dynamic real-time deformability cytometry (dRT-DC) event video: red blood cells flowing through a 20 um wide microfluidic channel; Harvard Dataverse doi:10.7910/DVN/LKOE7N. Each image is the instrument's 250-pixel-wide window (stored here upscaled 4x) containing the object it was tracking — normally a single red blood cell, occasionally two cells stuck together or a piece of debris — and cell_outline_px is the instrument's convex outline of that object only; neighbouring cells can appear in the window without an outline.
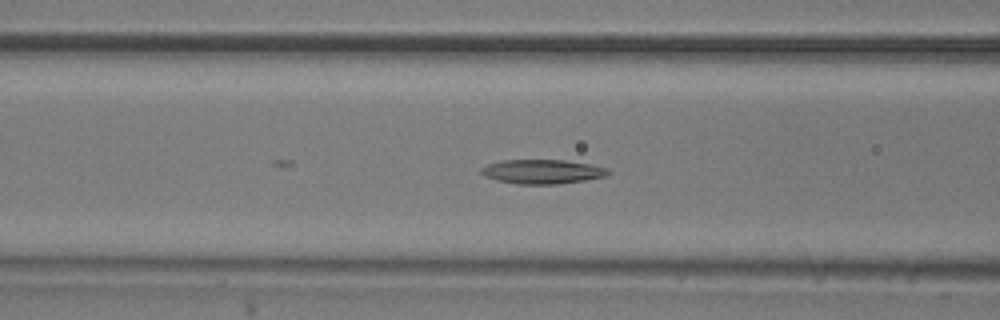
{"species": "common noctule bat (a hibernating species)", "species_latin": "Nyctalus noctula", "temperature_condition": "room temperature", "stored_images_in_passage": 29, "camera_frame_rate_fps": 3000, "um_per_image_px": 0.085, "animal": {"sex": "male", "body_mass_g": 20.5, "forearm_length_mm": 52.5}, "frame": {"image": 1, "passage_image": 14, "time_ms": 4.333, "image_size_px": [1000, 320], "cell_outline_px": [[612, 172], [604, 176], [584, 180], [556, 184], [516, 184], [496, 180], [484, 176], [480, 172], [480, 168], [488, 164], [504, 160], [564, 160], [588, 164], [608, 168]], "centroid_in_image_um": [46.07, 14.59], "position_along_channel_um": 120.5, "area_um2": 17.86}}
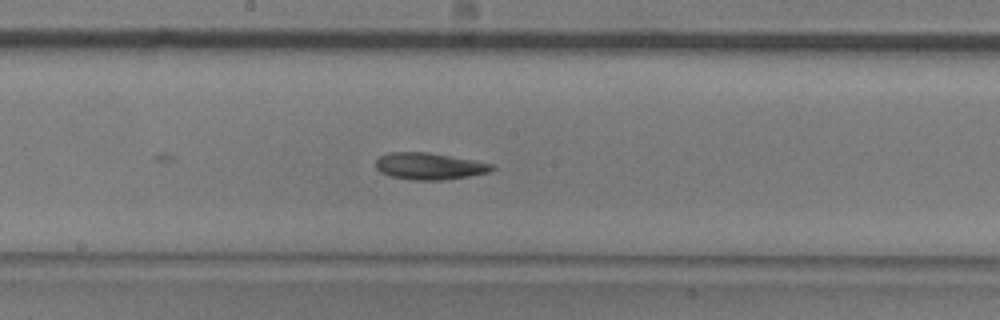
{"frame": {"image": 2, "passage_image": 21, "time_ms": 6.667, "image_size_px": [1000, 320], "cell_outline_px": [[496, 168], [488, 172], [468, 176], [444, 180], [412, 180], [392, 176], [380, 172], [376, 168], [376, 160], [380, 156], [388, 152], [428, 152], [472, 160], [492, 164]], "centroid_in_image_um": [36.46, 14.12], "position_along_channel_um": 211.7, "area_um2": 17.98}}
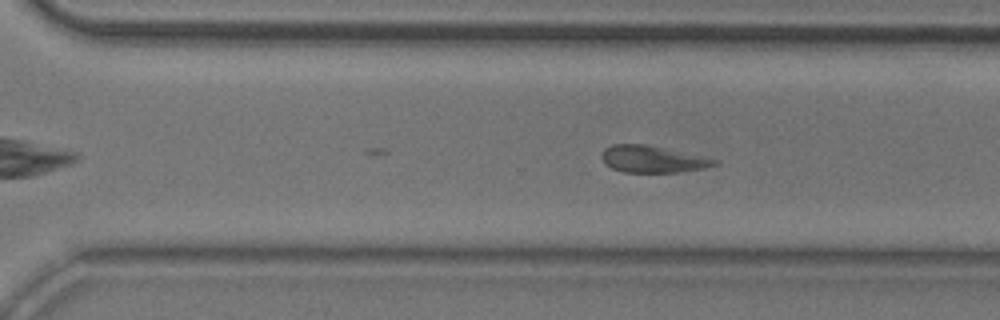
{"frame": {"image": 3, "passage_image": 29, "time_ms": 9.333, "image_size_px": [1000, 320], "cell_outline_px": [[720, 164], [704, 168], [680, 172], [624, 172], [612, 168], [604, 164], [600, 156], [600, 152], [604, 148], [612, 144], [644, 144], [664, 148], [720, 160]], "centroid_in_image_um": [55.44, 13.53], "position_along_channel_um": 315.2, "area_um2": 17.74}}